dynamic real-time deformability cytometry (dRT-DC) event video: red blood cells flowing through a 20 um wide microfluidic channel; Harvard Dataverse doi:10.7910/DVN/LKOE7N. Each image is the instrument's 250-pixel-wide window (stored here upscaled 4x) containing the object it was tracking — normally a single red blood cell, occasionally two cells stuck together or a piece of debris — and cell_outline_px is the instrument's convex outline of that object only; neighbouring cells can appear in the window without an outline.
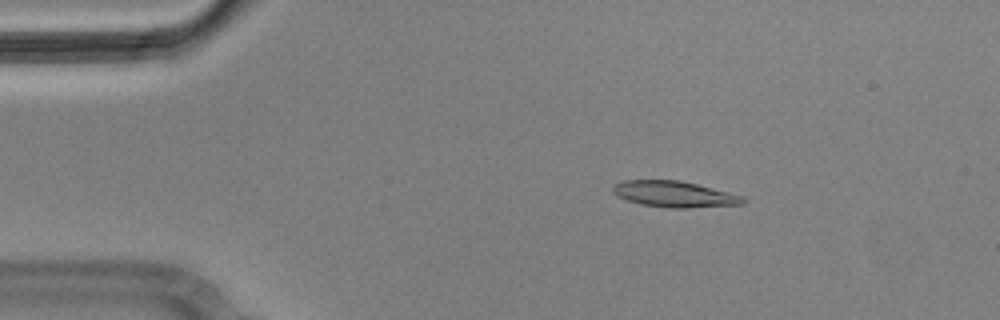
{"species": "Egyptian fruit bat (a non-hibernating species)", "species_latin": "Rousettus aegyptiacus", "temperature_condition": "cold", "stored_images_in_passage": 4, "camera_frame_rate_fps": 3000, "um_per_image_px": 0.085, "animal": {"sex": "male"}, "frame": {"image": 1, "passage_image": 2, "time_ms": 0.333, "image_size_px": [1000, 320], "cell_outline_px": [[744, 204], [688, 208], [668, 208], [640, 204], [616, 196], [612, 192], [612, 184], [620, 180], [680, 180], [744, 196]], "centroid_in_image_um": [57.26, 16.5], "position_along_channel_um": 27.7, "area_um2": 19.88}}